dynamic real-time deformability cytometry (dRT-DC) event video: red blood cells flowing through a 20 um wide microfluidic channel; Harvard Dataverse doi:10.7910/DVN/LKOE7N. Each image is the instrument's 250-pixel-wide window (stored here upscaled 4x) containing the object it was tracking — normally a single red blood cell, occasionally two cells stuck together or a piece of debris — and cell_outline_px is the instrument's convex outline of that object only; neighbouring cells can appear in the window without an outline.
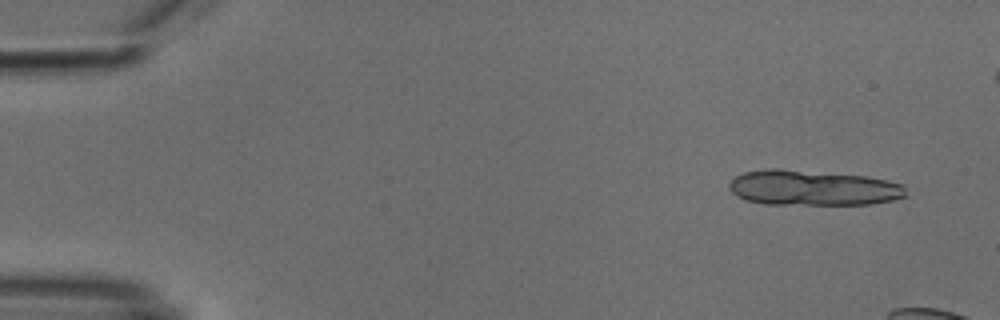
{"species": "common noctule bat (a hibernating species)", "species_latin": "Nyctalus noctula", "temperature_condition": "cold", "stored_images_in_passage": 9, "camera_frame_rate_fps": 3000, "um_per_image_px": 0.085, "animal": {"sex": "male", "body_mass_g": 18.8}, "frame": {"image": 1, "passage_image": 1, "time_ms": 0.0, "image_size_px": [1000, 320], "cell_outline_px": [[908, 196], [892, 200], [872, 204], [764, 204], [748, 200], [736, 196], [728, 188], [728, 184], [736, 176], [744, 172], [764, 168], [776, 168], [868, 176], [888, 180], [904, 184]], "centroid_in_image_um": [69.12, 15.96], "position_along_channel_um": 15.9, "area_um2": 36.7}}